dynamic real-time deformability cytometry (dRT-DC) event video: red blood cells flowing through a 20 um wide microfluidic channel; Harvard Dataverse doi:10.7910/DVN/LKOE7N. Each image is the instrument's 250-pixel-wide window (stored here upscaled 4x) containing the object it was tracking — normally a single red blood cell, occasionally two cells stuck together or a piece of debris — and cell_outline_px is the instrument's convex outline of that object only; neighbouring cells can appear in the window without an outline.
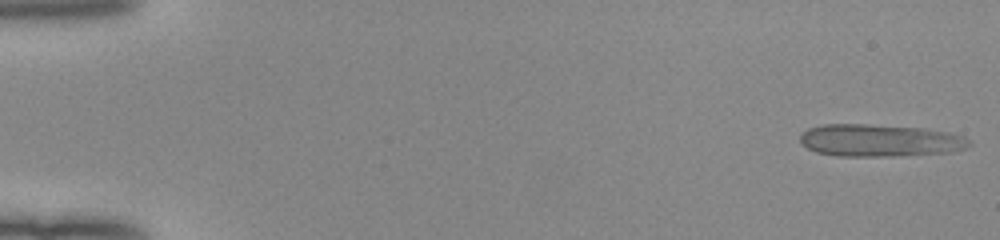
{"species": "human", "species_latin": "Homo sapiens", "temperature_condition": "room temperature", "stored_images_in_passage": 51, "camera_frame_rate_fps": 3000, "um_per_image_px": 0.085, "donor": {"sex": "female"}, "frame": {"image": 1, "passage_image": 1, "time_ms": 0.0, "image_size_px": [1000, 240], "cell_outline_px": [[972, 144], [968, 148], [956, 152], [892, 156], [836, 156], [816, 152], [800, 144], [800, 132], [808, 128], [824, 124], [868, 124], [924, 128], [948, 132], [964, 136], [972, 140]], "centroid_in_image_um": [74.81, 11.94], "position_along_channel_um": 10.2, "area_um2": 32.43}}
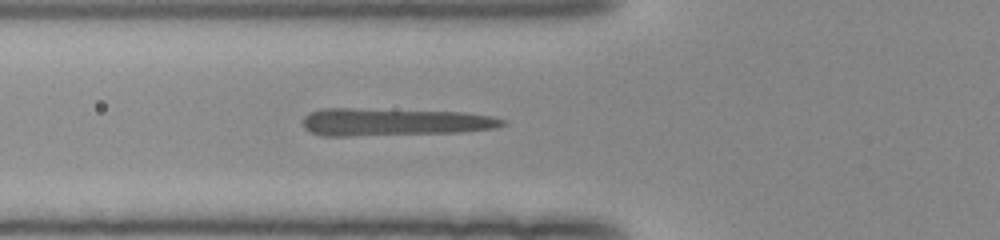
{"frame": {"image": 2, "passage_image": 19, "time_ms": 6.0, "image_size_px": [1000, 240], "cell_outline_px": [[508, 124], [496, 128], [460, 132], [348, 136], [324, 136], [312, 132], [304, 128], [304, 116], [308, 112], [320, 108], [352, 108], [464, 112], [492, 116], [508, 120]], "centroid_in_image_um": [33.53, 10.36], "position_along_channel_um": 92.3, "area_um2": 32.37}}
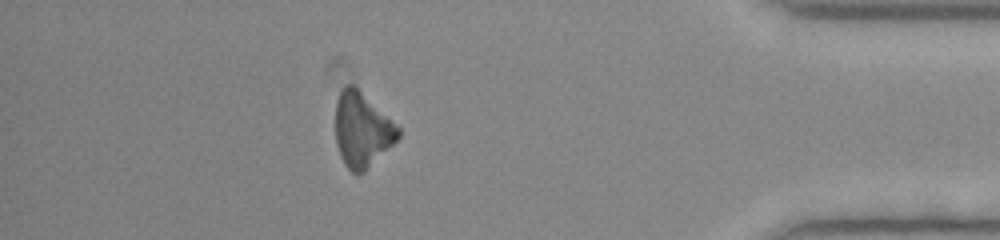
{"frame": {"image": 3, "passage_image": 45, "time_ms": 14.667, "image_size_px": [1000, 240], "cell_outline_px": [[400, 136], [364, 172], [352, 172], [344, 164], [340, 156], [336, 144], [336, 100], [344, 84], [352, 84], [400, 128]], "centroid_in_image_um": [30.74, 11.03], "position_along_channel_um": 404.5, "area_um2": 26.7}, "authors_computed_cell_mechanics": {"area_um2": 30.8074, "velocity_mm_per_s": 4.0399, "shape_relaxation_time_tau1_ms": 7.3785, "shape_relaxation_time_tau2_ms": 3.5657, "deformation_change_tau1": 0.2273, "deformation_change_tau2": 0.169}}